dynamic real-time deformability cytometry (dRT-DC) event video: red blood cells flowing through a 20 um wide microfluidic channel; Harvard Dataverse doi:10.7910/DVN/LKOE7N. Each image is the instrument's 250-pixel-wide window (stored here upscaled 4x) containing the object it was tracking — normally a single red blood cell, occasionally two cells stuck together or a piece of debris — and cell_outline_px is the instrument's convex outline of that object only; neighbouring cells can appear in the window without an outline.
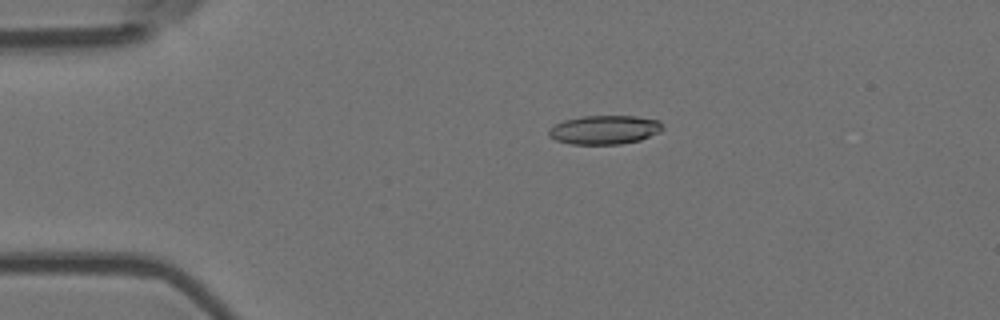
{"species": "Egyptian fruit bat (a non-hibernating species)", "species_latin": "Rousettus aegyptiacus", "temperature_condition": "room temperature", "stored_images_in_passage": 6, "camera_frame_rate_fps": 3000, "um_per_image_px": 0.085, "animal": {"sex": "female"}, "frame": {"image": 1, "passage_image": 4, "time_ms": 1.0, "image_size_px": [1000, 320], "cell_outline_px": [[664, 128], [660, 132], [640, 140], [620, 144], [572, 144], [556, 140], [548, 136], [548, 128], [564, 120], [580, 116], [636, 116], [660, 120]], "centroid_in_image_um": [51.39, 11.02], "position_along_channel_um": 33.6, "area_um2": 19.31}}
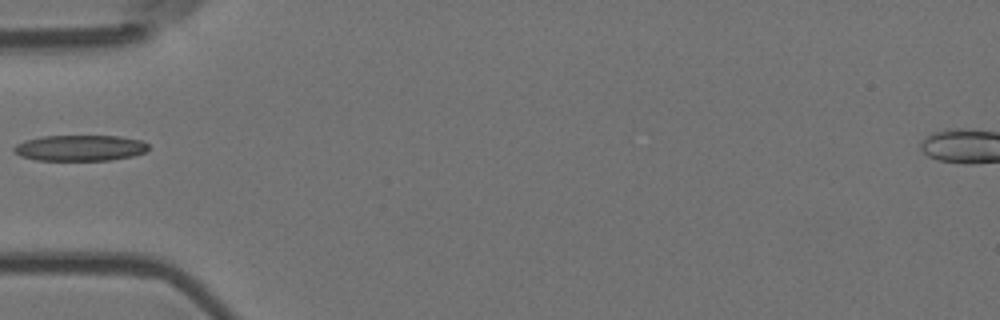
{"frame": {"image": 2, "passage_image": 6, "time_ms": 1.667, "image_size_px": [1000, 320], "cell_outline_px": [[148, 148], [144, 152], [132, 156], [108, 160], [36, 160], [20, 156], [12, 152], [12, 148], [16, 144], [24, 140], [44, 136], [120, 136], [140, 140], [148, 144]], "centroid_in_image_um": [6.74, 12.57], "position_along_channel_um": 78.3, "area_um2": 20.29}}